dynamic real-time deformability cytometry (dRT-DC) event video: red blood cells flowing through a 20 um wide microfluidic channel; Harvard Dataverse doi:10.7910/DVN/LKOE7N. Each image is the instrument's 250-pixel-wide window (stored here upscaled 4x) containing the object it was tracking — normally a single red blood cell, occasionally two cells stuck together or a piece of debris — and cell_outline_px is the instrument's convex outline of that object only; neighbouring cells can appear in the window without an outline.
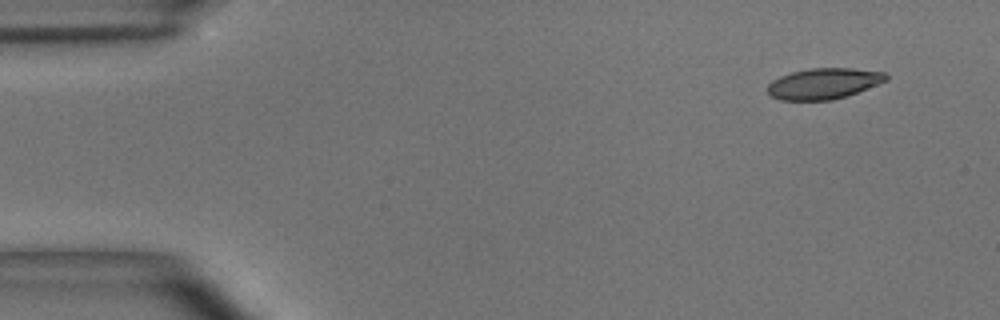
{"species": "common noctule bat (a hibernating species)", "species_latin": "Nyctalus noctula", "temperature_condition": "room temperature", "stored_images_in_passage": 51, "camera_frame_rate_fps": 3000, "um_per_image_px": 0.085, "animal": {"sex": "male", "body_mass_g": 15.6}, "frame": {"image": 1, "passage_image": 1, "time_ms": 0.0, "image_size_px": [1000, 320], "cell_outline_px": [[888, 80], [856, 92], [832, 100], [780, 100], [772, 96], [768, 92], [768, 84], [772, 80], [780, 76], [792, 72], [808, 68], [852, 68], [884, 72], [888, 76]], "centroid_in_image_um": [70.0, 7.09], "position_along_channel_um": 15.0, "area_um2": 21.15}}
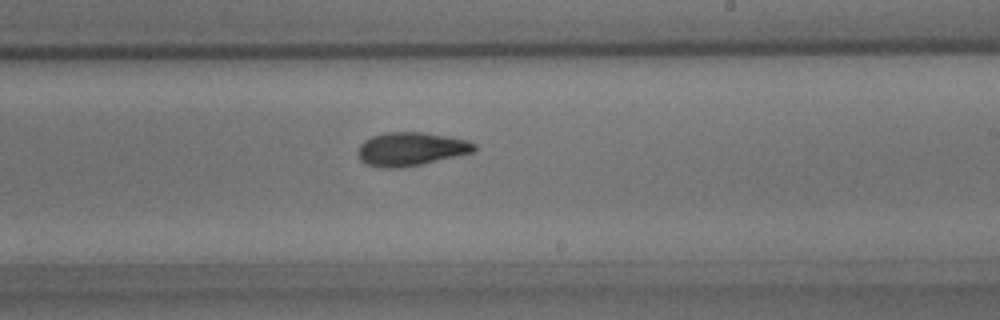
{"frame": {"image": 2, "passage_image": 29, "time_ms": 9.333, "image_size_px": [1000, 320], "cell_outline_px": [[476, 148], [472, 152], [420, 164], [400, 168], [380, 168], [364, 164], [360, 160], [356, 152], [360, 144], [364, 140], [372, 136], [384, 132], [424, 132], [468, 140], [476, 144]], "centroid_in_image_um": [34.86, 12.66], "position_along_channel_um": 254.1, "area_um2": 22.77}}
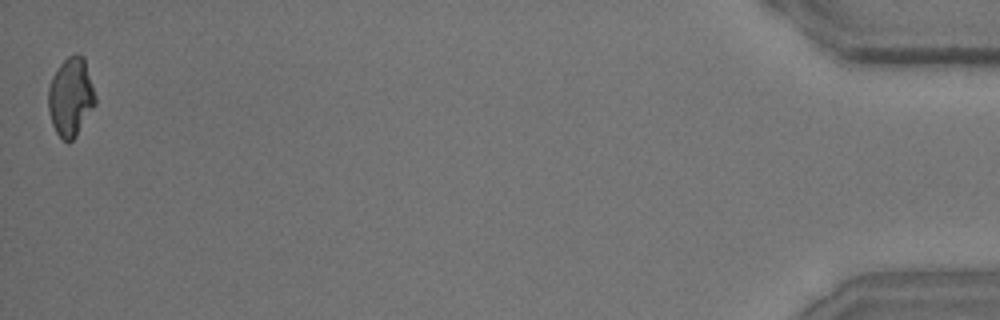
{"frame": {"image": 3, "passage_image": 51, "time_ms": 16.667, "image_size_px": [1000, 320], "cell_outline_px": [[96, 104], [76, 136], [72, 140], [64, 140], [56, 132], [52, 124], [48, 108], [48, 88], [52, 76], [56, 68], [68, 56], [76, 52], [84, 56], [96, 96]], "centroid_in_image_um": [6.02, 8.2], "position_along_channel_um": 429.2, "area_um2": 21.68}, "authors_computed_cell_mechanics": {"area_um2": 22.253, "velocity_mm_per_s": 3.6407, "shape_relaxation_time_tau1_ms": 4.0316, "shape_relaxation_time_tau2_ms": 3.138, "deformation_change_tau1": 0.1361, "deformation_change_tau2": 0.0817}}